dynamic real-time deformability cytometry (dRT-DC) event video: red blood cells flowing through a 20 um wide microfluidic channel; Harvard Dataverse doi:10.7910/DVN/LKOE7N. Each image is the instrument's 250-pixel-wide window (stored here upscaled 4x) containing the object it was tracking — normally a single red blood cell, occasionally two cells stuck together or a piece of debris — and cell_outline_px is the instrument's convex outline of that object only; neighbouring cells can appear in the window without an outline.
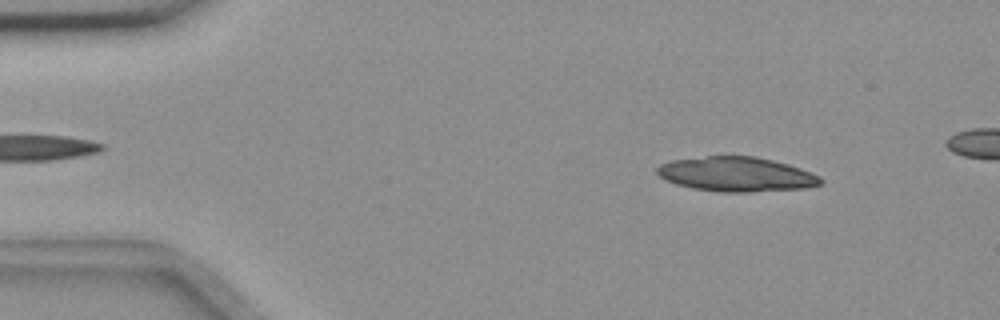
{"species": "common noctule bat (a hibernating species)", "species_latin": "Nyctalus noctula", "temperature_condition": "room temperature", "stored_images_in_passage": 18, "camera_frame_rate_fps": 3000, "um_per_image_px": 0.085, "animal": {"sex": "female", "body_mass_g": 18.4}, "frame": {"image": 1, "passage_image": 6, "time_ms": 1.667, "image_size_px": [1000, 320], "cell_outline_px": [[824, 184], [808, 188], [752, 192], [720, 192], [692, 188], [676, 184], [664, 180], [656, 172], [656, 168], [660, 164], [672, 160], [724, 152], [756, 156], [788, 164], [800, 168], [820, 176], [824, 180]], "centroid_in_image_um": [62.58, 14.77], "position_along_channel_um": 22.4, "area_um2": 34.22}}